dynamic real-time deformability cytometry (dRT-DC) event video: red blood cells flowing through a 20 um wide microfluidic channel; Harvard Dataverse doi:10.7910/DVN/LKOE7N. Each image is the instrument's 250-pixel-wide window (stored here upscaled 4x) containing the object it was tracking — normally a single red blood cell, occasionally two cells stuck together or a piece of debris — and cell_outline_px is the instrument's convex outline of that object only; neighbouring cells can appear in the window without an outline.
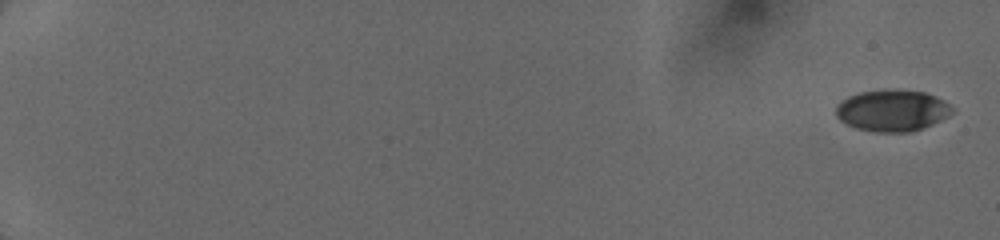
{"species": "human", "species_latin": "Homo sapiens", "temperature_condition": "cold", "stored_images_in_passage": 13, "camera_frame_rate_fps": 3000, "um_per_image_px": 0.085, "donor": {"sex": "female"}, "frame": {"image": 1, "passage_image": 1, "time_ms": 0.0, "image_size_px": [1000, 240], "cell_outline_px": [[956, 108], [948, 116], [932, 124], [912, 132], [872, 132], [856, 128], [840, 120], [836, 116], [836, 104], [840, 100], [848, 96], [860, 92], [924, 92], [936, 96], [944, 100]], "centroid_in_image_um": [75.84, 9.43], "position_along_channel_um": 9.2, "area_um2": 27.63}}
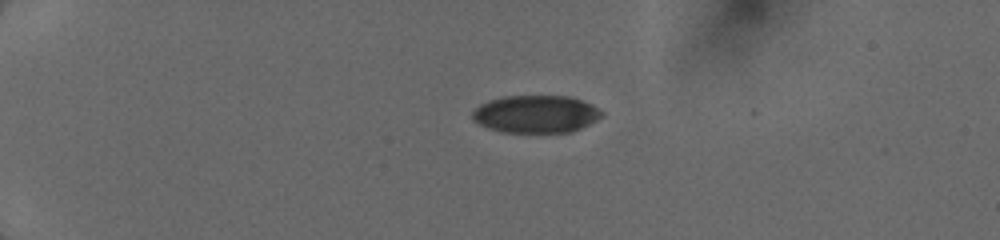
{"frame": {"image": 2, "passage_image": 9, "time_ms": 4.333, "image_size_px": [1000, 240], "cell_outline_px": [[604, 116], [572, 132], [504, 132], [488, 128], [472, 120], [472, 112], [480, 104], [488, 100], [504, 96], [568, 96], [592, 104], [604, 112]], "centroid_in_image_um": [45.55, 9.69], "position_along_channel_um": 39.4, "area_um2": 28.32}}